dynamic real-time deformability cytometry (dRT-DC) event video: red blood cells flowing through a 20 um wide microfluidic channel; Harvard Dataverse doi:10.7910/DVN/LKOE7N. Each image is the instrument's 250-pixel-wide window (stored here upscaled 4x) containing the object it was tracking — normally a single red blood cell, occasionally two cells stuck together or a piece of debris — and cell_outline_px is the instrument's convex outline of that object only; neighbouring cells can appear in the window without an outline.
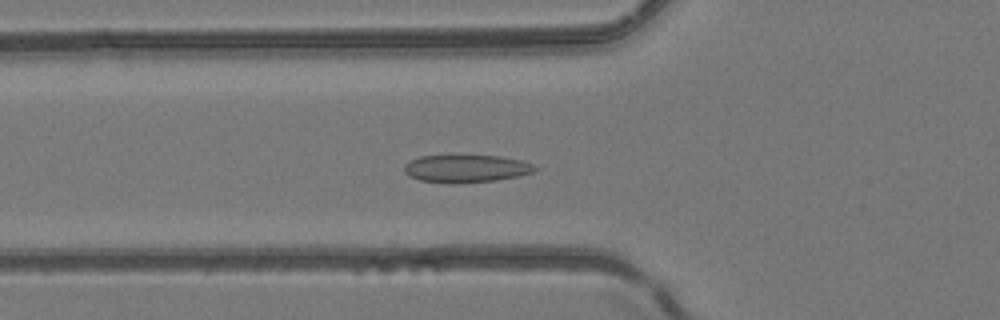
{"species": "common noctule bat (a hibernating species)", "species_latin": "Nyctalus noctula", "temperature_condition": "room temperature", "stored_images_in_passage": 51, "camera_frame_rate_fps": 3000, "um_per_image_px": 0.085, "animal": {"sex": "female", "body_mass_g": 24.6, "forearm_length_mm": 56.2}, "frame": {"image": 1, "passage_image": 19, "time_ms": 6.0, "image_size_px": [1000, 320], "cell_outline_px": [[540, 168], [532, 172], [520, 176], [496, 180], [460, 184], [448, 184], [420, 180], [408, 176], [404, 172], [404, 164], [408, 160], [420, 156], [448, 152], [500, 156], [520, 160], [532, 164]], "centroid_in_image_um": [39.55, 14.28], "position_along_channel_um": 86.3, "area_um2": 22.48}}
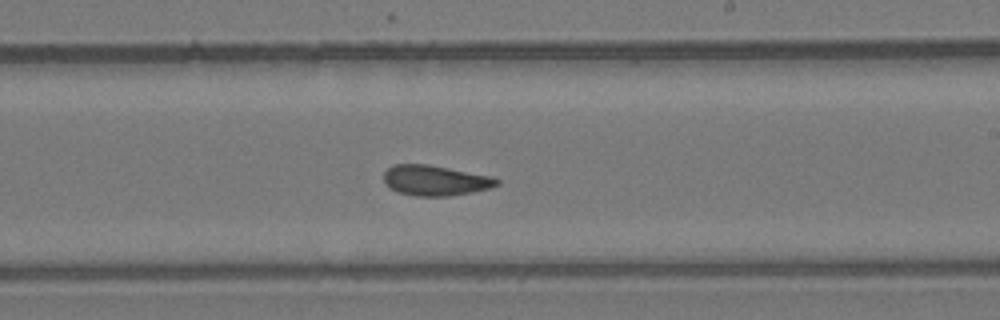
{"frame": {"image": 2, "passage_image": 31, "time_ms": 10.0, "image_size_px": [1000, 320], "cell_outline_px": [[500, 184], [488, 188], [472, 192], [448, 196], [416, 196], [396, 192], [388, 188], [384, 184], [384, 172], [392, 164], [428, 164], [492, 176], [500, 180]], "centroid_in_image_um": [36.96, 15.33], "position_along_channel_um": 252.0, "area_um2": 20.17}}
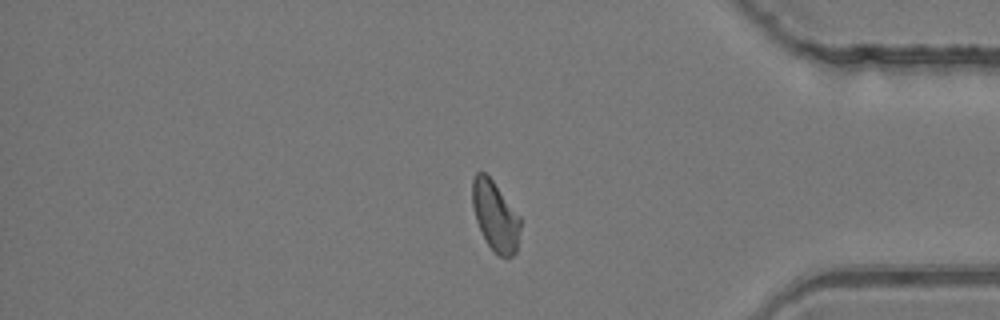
{"frame": {"image": 3, "passage_image": 43, "time_ms": 14.0, "image_size_px": [1000, 320], "cell_outline_px": [[520, 228], [516, 252], [512, 256], [500, 256], [488, 244], [476, 220], [472, 204], [472, 180], [476, 172], [484, 172], [492, 180], [520, 216]], "centroid_in_image_um": [42.09, 18.34], "position_along_channel_um": 393.1, "area_um2": 19.13}, "authors_computed_cell_mechanics": {"area_um2": 20.519, "velocity_mm_per_s": 4.1291, "shape_relaxation_time_tau1_ms": null, "shape_relaxation_time_tau2_ms": 1.3608, "deformation_change_tau1": null, "deformation_change_tau2": 0.067}}